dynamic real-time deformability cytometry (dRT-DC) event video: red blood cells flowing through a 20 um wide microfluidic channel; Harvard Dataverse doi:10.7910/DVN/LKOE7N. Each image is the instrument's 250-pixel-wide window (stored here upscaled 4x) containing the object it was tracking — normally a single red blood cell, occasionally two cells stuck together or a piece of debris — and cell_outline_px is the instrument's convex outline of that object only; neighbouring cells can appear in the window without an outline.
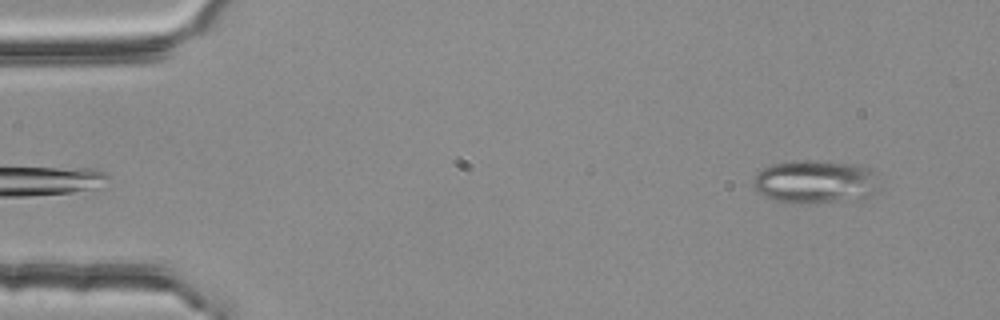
{"species": "common noctule bat (a hibernating species)", "species_latin": "Nyctalus noctula", "temperature_condition": "room temperature", "stored_images_in_passage": 3, "camera_frame_rate_fps": 3000, "um_per_image_px": 0.085, "animal": {"sex": "female", "body_mass_g": 25.1}, "frame": {"image": 1, "passage_image": 3, "time_ms": 0.667, "image_size_px": [1000, 320], "cell_outline_px": [[880, 188], [876, 192], [860, 200], [804, 204], [784, 204], [764, 196], [752, 184], [752, 180], [756, 172], [772, 164], [796, 160], [816, 160], [856, 164], [868, 168], [876, 172]], "centroid_in_image_um": [69.32, 15.47], "position_along_channel_um": 15.7, "area_um2": 32.77}}